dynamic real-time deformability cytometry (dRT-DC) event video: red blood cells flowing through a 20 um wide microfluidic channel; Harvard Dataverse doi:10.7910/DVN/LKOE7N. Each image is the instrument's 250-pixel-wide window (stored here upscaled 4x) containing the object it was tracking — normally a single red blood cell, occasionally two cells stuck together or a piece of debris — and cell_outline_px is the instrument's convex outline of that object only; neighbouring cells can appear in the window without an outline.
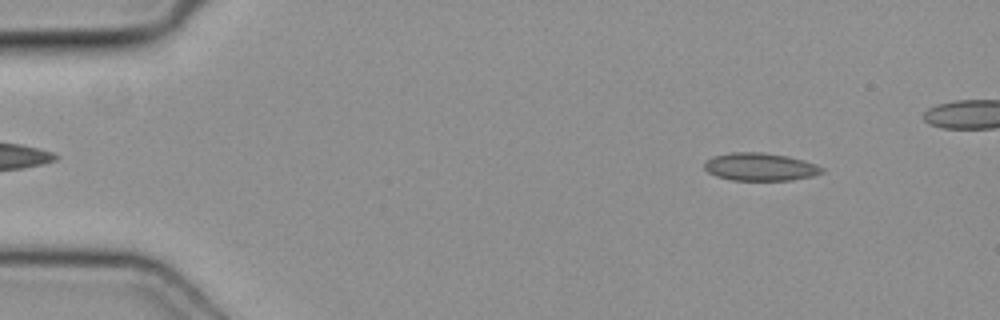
{"species": "common noctule bat (a hibernating species)", "species_latin": "Nyctalus noctula", "temperature_condition": "cold", "stored_images_in_passage": 44, "camera_frame_rate_fps": 3000, "um_per_image_px": 0.085, "animal": {"sex": "female", "body_mass_g": 19.3, "forearm_length_mm": 54.1}, "frame": {"image": 1, "passage_image": 5, "time_ms": 1.333, "image_size_px": [1000, 320], "cell_outline_px": [[824, 172], [812, 176], [792, 180], [732, 180], [716, 176], [708, 172], [704, 168], [704, 164], [712, 156], [728, 152], [764, 152], [788, 156], [804, 160], [816, 164], [824, 168]], "centroid_in_image_um": [64.62, 14.17], "position_along_channel_um": 20.4, "area_um2": 19.19}}
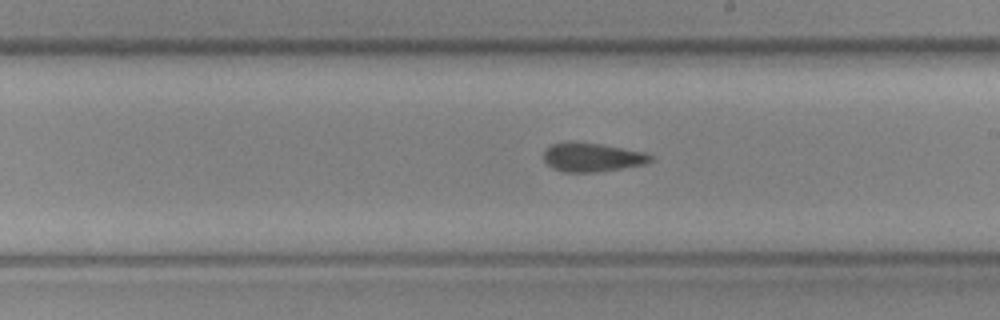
{"frame": {"image": 2, "passage_image": 27, "time_ms": 8.667, "image_size_px": [1000, 320], "cell_outline_px": [[652, 160], [644, 164], [596, 172], [560, 172], [552, 168], [544, 160], [544, 152], [552, 144], [568, 140], [572, 140], [600, 144], [644, 152], [652, 156]], "centroid_in_image_um": [50.27, 13.35], "position_along_channel_um": 238.7, "area_um2": 17.98}}
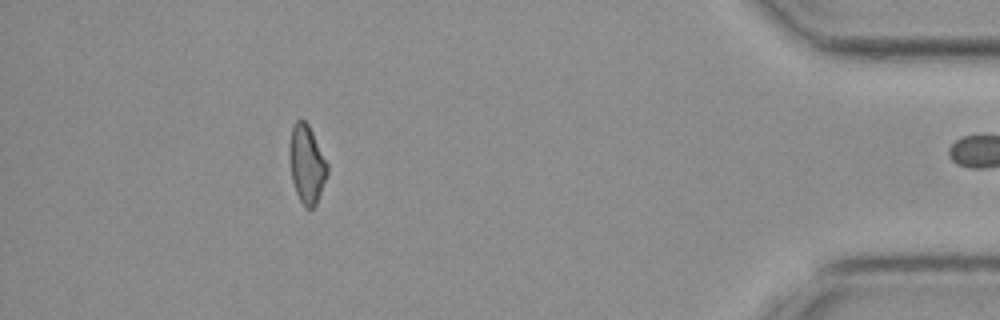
{"frame": {"image": 3, "passage_image": 43, "time_ms": 14.0, "image_size_px": [1000, 320], "cell_outline_px": [[328, 172], [316, 204], [312, 208], [304, 208], [296, 192], [292, 180], [288, 156], [288, 148], [292, 124], [296, 120], [304, 120], [308, 124], [328, 164]], "centroid_in_image_um": [26.04, 13.93], "position_along_channel_um": 409.2, "area_um2": 17.34}}